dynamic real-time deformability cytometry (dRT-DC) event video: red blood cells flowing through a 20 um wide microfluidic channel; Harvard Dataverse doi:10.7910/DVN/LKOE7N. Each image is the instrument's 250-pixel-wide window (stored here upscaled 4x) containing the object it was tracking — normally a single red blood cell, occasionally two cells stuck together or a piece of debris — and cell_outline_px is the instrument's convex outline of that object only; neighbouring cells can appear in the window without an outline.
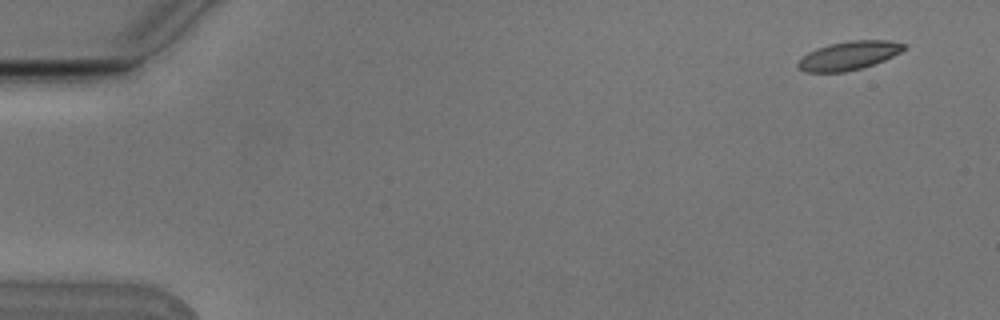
{"species": "Egyptian fruit bat (a non-hibernating species)", "species_latin": "Rousettus aegyptiacus", "temperature_condition": "cold", "stored_images_in_passage": 4, "camera_frame_rate_fps": 3000, "um_per_image_px": 0.085, "animal": {"sex": "male"}, "frame": {"image": 1, "passage_image": 1, "time_ms": 0.0, "image_size_px": [1000, 320], "cell_outline_px": [[908, 48], [884, 60], [860, 68], [844, 72], [804, 72], [796, 64], [808, 52], [816, 48], [828, 44], [848, 40], [888, 40], [908, 44]], "centroid_in_image_um": [72.17, 4.7], "position_along_channel_um": 12.8, "area_um2": 17.69}}